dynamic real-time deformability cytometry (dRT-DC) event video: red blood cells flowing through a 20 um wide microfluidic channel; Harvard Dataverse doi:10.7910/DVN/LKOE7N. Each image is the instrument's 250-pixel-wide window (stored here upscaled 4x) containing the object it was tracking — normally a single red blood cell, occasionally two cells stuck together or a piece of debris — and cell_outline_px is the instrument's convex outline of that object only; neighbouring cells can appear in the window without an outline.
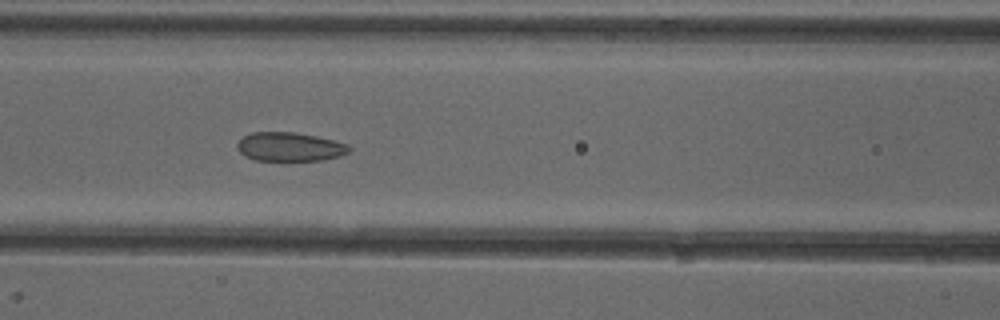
{"species": "common noctule bat (a hibernating species)", "species_latin": "Nyctalus noctula", "temperature_condition": "cold", "stored_images_in_passage": 37, "camera_frame_rate_fps": 3000, "um_per_image_px": 0.085, "animal": {"sex": "female"}, "frame": {"image": 1, "passage_image": 9, "time_ms": 2.667, "image_size_px": [1000, 320], "cell_outline_px": [[352, 148], [348, 152], [340, 156], [320, 160], [256, 160], [244, 156], [236, 148], [236, 144], [244, 136], [252, 132], [296, 132], [316, 136], [348, 144]], "centroid_in_image_um": [24.61, 12.47], "position_along_channel_um": 142.0, "area_um2": 18.79}}
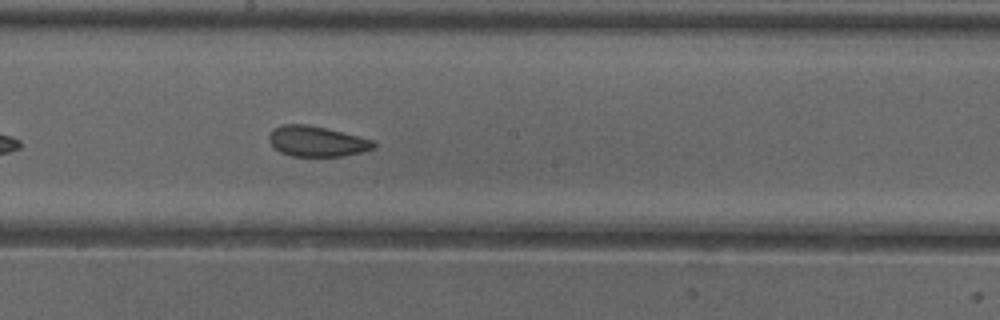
{"frame": {"image": 2, "passage_image": 15, "time_ms": 4.667, "image_size_px": [1000, 320], "cell_outline_px": [[376, 148], [360, 152], [340, 156], [292, 156], [280, 152], [268, 140], [268, 136], [272, 128], [280, 124], [308, 124], [376, 140]], "centroid_in_image_um": [26.92, 12.0], "position_along_channel_um": 221.3, "area_um2": 18.67}}
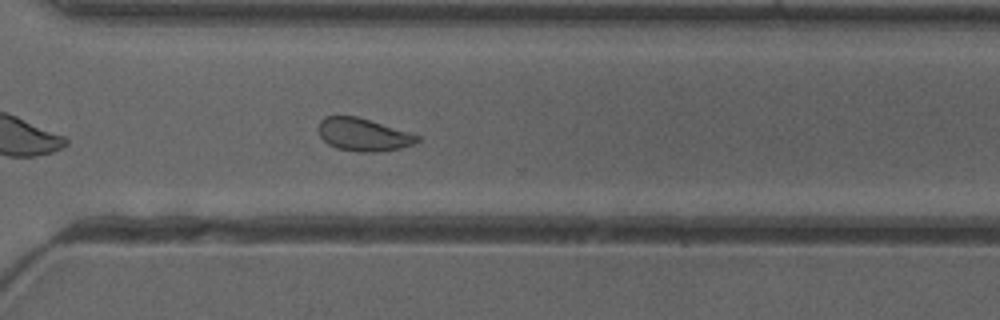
{"frame": {"image": 3, "passage_image": 24, "time_ms": 7.667, "image_size_px": [1000, 320], "cell_outline_px": [[420, 140], [412, 144], [400, 148], [380, 152], [356, 152], [336, 148], [328, 144], [320, 136], [316, 128], [320, 120], [328, 116], [356, 116], [408, 132], [420, 136]], "centroid_in_image_um": [30.83, 11.46], "position_along_channel_um": 339.8, "area_um2": 18.84}, "authors_computed_cell_mechanics": {"area_um2": 19.074, "velocity_mm_per_s": 3.9682, "shape_relaxation_time_tau1_ms": null, "shape_relaxation_time_tau2_ms": 1.3291, "deformation_change_tau1": null, "deformation_change_tau2": 0.0832}}